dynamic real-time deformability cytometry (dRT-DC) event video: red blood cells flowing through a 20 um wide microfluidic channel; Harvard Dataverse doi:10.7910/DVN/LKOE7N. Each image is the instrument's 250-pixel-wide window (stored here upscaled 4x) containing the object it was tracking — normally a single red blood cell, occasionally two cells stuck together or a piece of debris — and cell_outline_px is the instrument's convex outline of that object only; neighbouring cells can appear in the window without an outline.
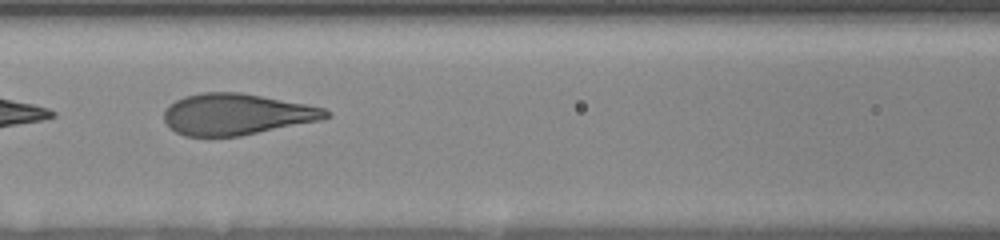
{"species": "human", "species_latin": "Homo sapiens", "temperature_condition": "room temperature", "stored_images_in_passage": 34, "camera_frame_rate_fps": 3000, "um_per_image_px": 0.085, "donor": {"sex": "female"}, "frame": {"image": 1, "passage_image": 14, "time_ms": 7.667, "image_size_px": [1000, 240], "cell_outline_px": [[332, 116], [320, 120], [240, 136], [184, 136], [176, 132], [164, 120], [164, 112], [168, 104], [184, 96], [200, 92], [240, 92], [304, 104], [324, 108]], "centroid_in_image_um": [20.07, 9.71], "position_along_channel_um": 146.5, "area_um2": 38.67}}
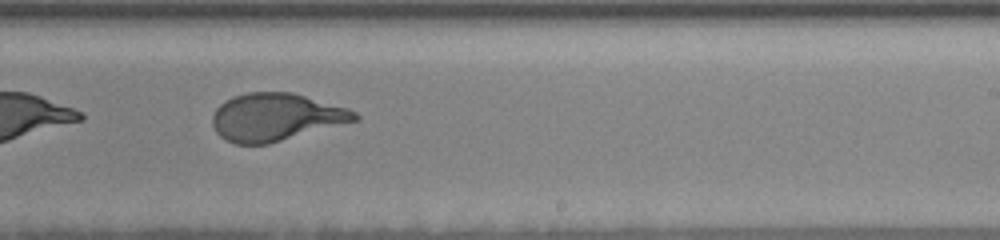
{"frame": {"image": 2, "passage_image": 21, "time_ms": 11.0, "image_size_px": [1000, 240], "cell_outline_px": [[360, 120], [268, 144], [236, 144], [224, 140], [216, 132], [212, 124], [212, 116], [216, 108], [224, 100], [232, 96], [248, 92], [292, 92], [348, 108], [356, 112], [360, 116]], "centroid_in_image_um": [23.44, 9.95], "position_along_channel_um": 265.6, "area_um2": 39.77}}
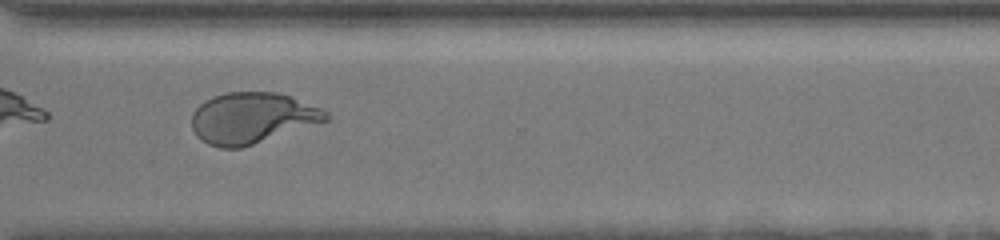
{"frame": {"image": 3, "passage_image": 26, "time_ms": 13.333, "image_size_px": [1000, 240], "cell_outline_px": [[332, 120], [240, 148], [220, 148], [208, 144], [200, 140], [196, 136], [192, 128], [192, 112], [200, 104], [212, 96], [224, 92], [276, 92], [292, 96], [324, 108], [332, 116]], "centroid_in_image_um": [21.49, 10.02], "position_along_channel_um": 349.1, "area_um2": 40.58}, "authors_computed_cell_mechanics": {"area_um2": 40.4311, "velocity_mm_per_s": 3.5839, "shape_relaxation_time_tau1_ms": 3.6911, "shape_relaxation_time_tau2_ms": null, "deformation_change_tau1": 0.1954, "deformation_change_tau2": null}}